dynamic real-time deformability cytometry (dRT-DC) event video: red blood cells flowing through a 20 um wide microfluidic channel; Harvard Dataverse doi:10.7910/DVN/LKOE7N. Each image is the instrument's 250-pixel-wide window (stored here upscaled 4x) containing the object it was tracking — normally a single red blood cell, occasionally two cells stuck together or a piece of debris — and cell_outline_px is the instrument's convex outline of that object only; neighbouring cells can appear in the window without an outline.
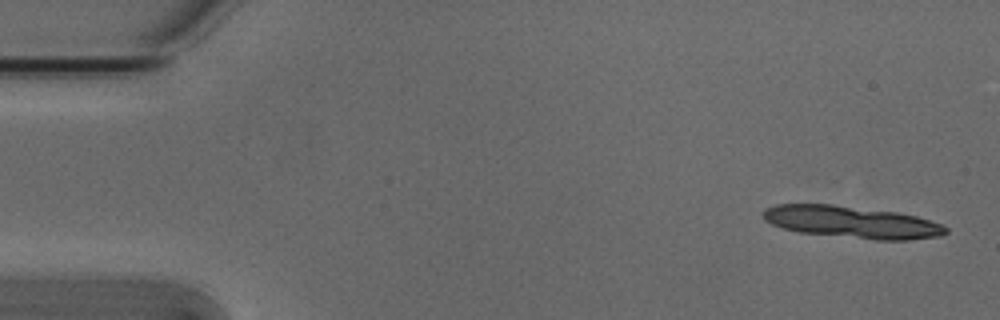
{"species": "Egyptian fruit bat (a non-hibernating species)", "species_latin": "Rousettus aegyptiacus", "temperature_condition": "cold", "stored_images_in_passage": 4, "segment_of_instrument_passage": [1, 2], "camera_frame_rate_fps": 3000, "um_per_image_px": 0.085, "animal": {"sex": "male"}, "frame": {"image": 1, "passage_image": 1, "time_ms": 0.0, "image_size_px": [1000, 320], "cell_outline_px": [[948, 232], [940, 236], [908, 240], [876, 240], [800, 232], [784, 228], [772, 224], [764, 220], [764, 208], [776, 204], [832, 204], [896, 212], [916, 216], [940, 224], [948, 228]], "centroid_in_image_um": [72.4, 18.87], "position_along_channel_um": 12.6, "area_um2": 33.93}}